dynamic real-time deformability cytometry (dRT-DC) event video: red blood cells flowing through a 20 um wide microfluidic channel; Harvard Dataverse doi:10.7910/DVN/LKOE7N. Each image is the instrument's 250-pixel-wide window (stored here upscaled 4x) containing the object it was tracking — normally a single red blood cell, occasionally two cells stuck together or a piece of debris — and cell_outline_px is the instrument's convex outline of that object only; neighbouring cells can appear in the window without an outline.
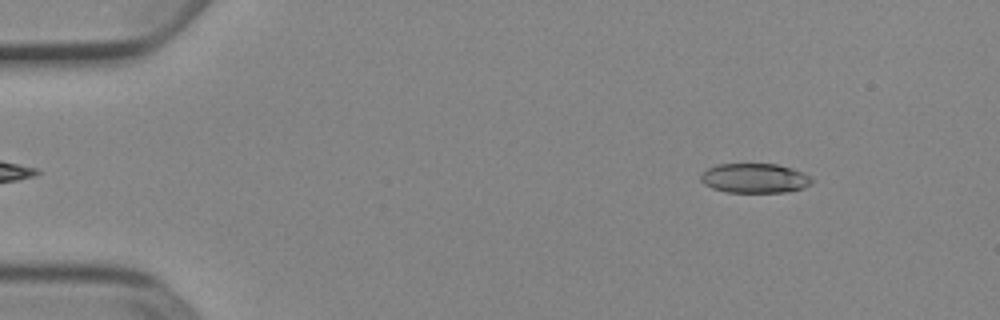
{"species": "Egyptian fruit bat (a non-hibernating species)", "species_latin": "Rousettus aegyptiacus", "temperature_condition": "cold", "stored_images_in_passage": 49, "camera_frame_rate_fps": 3000, "um_per_image_px": 0.085, "animal": {"sex": "female"}, "frame": {"image": 1, "passage_image": 4, "time_ms": 1.0, "image_size_px": [1000, 320], "cell_outline_px": [[812, 184], [804, 188], [784, 192], [728, 192], [712, 188], [704, 184], [700, 180], [700, 176], [708, 168], [716, 164], [776, 164], [792, 168], [804, 172], [812, 176]], "centroid_in_image_um": [64.18, 15.14], "position_along_channel_um": 20.8, "area_um2": 19.25}}
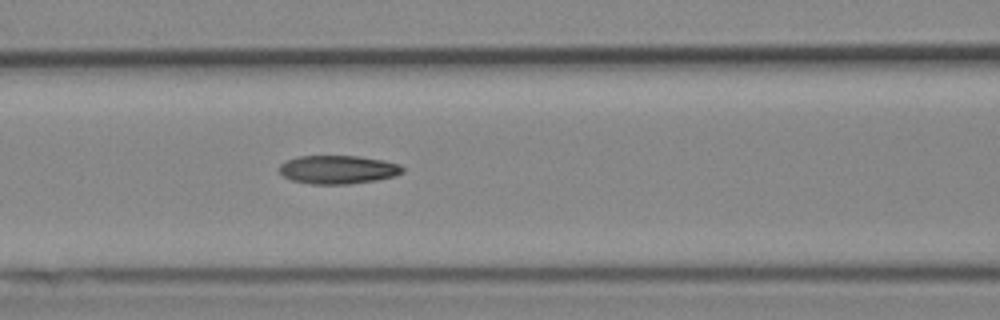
{"frame": {"image": 2, "passage_image": 20, "time_ms": 6.333, "image_size_px": [1000, 320], "cell_outline_px": [[404, 172], [396, 176], [376, 180], [348, 184], [312, 184], [292, 180], [284, 176], [280, 172], [280, 164], [288, 160], [300, 156], [356, 156], [384, 160], [400, 164], [404, 168]], "centroid_in_image_um": [28.77, 14.41], "position_along_channel_um": 137.8, "area_um2": 20.4}}
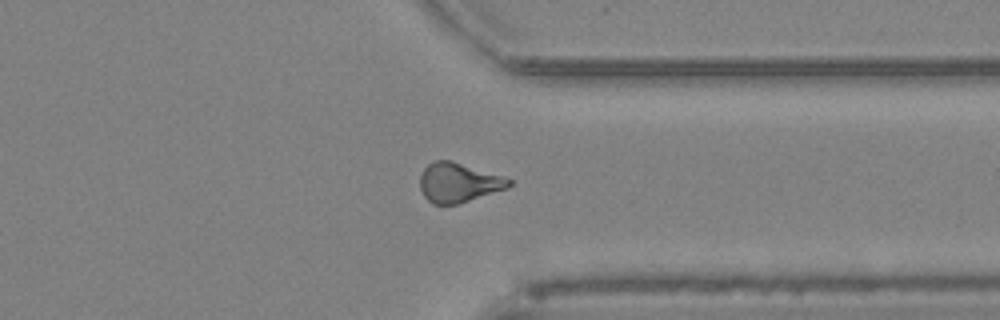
{"frame": {"image": 3, "passage_image": 38, "time_ms": 12.333, "image_size_px": [1000, 320], "cell_outline_px": [[512, 184], [508, 188], [456, 204], [432, 204], [424, 196], [420, 188], [420, 176], [424, 168], [428, 164], [436, 160], [452, 160], [512, 180]], "centroid_in_image_um": [38.94, 15.52], "position_along_channel_um": 372.5, "area_um2": 20.17}, "authors_computed_cell_mechanics": {"area_um2": 20.1144, "velocity_mm_per_s": 3.9203, "shape_relaxation_time_tau1_ms": 9.2871, "shape_relaxation_time_tau2_ms": 3.086, "deformation_change_tau1": 0.1901, "deformation_change_tau2": 0.1115}}